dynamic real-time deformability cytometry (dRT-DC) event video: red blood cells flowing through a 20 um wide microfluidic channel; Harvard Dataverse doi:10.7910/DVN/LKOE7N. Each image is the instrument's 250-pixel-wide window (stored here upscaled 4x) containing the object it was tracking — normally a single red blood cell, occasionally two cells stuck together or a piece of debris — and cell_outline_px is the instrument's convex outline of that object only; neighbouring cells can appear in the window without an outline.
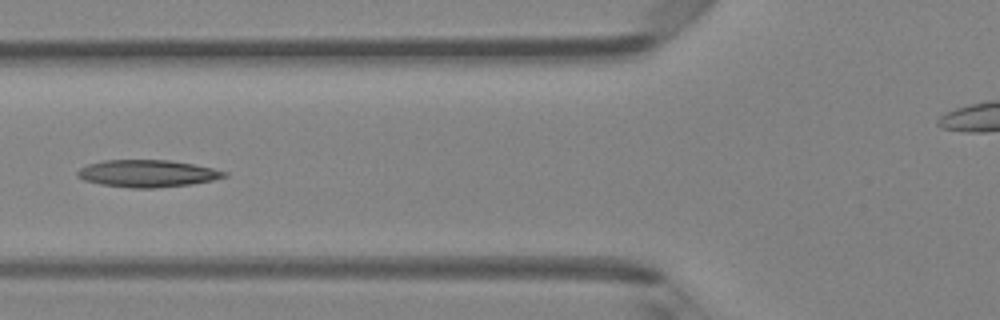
{"species": "Egyptian fruit bat (a non-hibernating species)", "species_latin": "Rousettus aegyptiacus", "temperature_condition": "room temperature", "stored_images_in_passage": 6, "segment_of_instrument_passage": [1, 2], "camera_frame_rate_fps": 3000, "um_per_image_px": 0.085, "animal": {"sex": "female"}, "frame": {"image": 1, "passage_image": 5, "time_ms": 1.333, "image_size_px": [1000, 320], "cell_outline_px": [[228, 176], [212, 180], [192, 184], [156, 188], [132, 188], [100, 184], [84, 180], [76, 176], [76, 172], [80, 168], [88, 164], [104, 160], [168, 160], [192, 164], [212, 168], [228, 172]], "centroid_in_image_um": [12.51, 14.75], "position_along_channel_um": 113.3, "area_um2": 23.24}}